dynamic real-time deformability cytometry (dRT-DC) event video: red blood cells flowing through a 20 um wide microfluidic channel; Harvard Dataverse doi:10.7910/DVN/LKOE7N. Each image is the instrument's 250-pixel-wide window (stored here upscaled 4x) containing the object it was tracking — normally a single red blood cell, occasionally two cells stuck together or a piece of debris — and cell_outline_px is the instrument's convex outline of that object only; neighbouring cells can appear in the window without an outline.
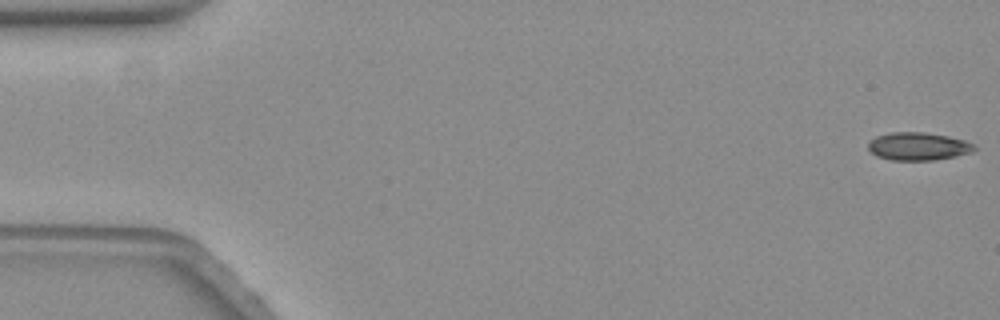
{"species": "common noctule bat (a hibernating species)", "species_latin": "Nyctalus noctula", "temperature_condition": "warm", "stored_images_in_passage": 59, "camera_frame_rate_fps": 3000, "um_per_image_px": 0.085, "animal": {"sex": "female", "body_mass_g": 19.3, "forearm_length_mm": 54.1}, "frame": {"image": 1, "passage_image": 1, "time_ms": 0.0, "image_size_px": [1000, 320], "cell_outline_px": [[976, 148], [972, 152], [956, 156], [936, 160], [892, 160], [876, 156], [868, 148], [868, 144], [876, 136], [892, 132], [920, 132], [948, 136], [964, 140], [972, 144]], "centroid_in_image_um": [78.04, 12.44], "position_along_channel_um": 7.0, "area_um2": 17.11}}
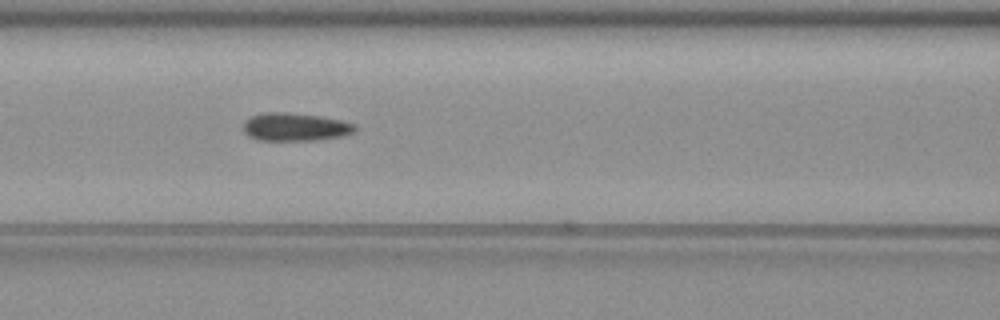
{"frame": {"image": 2, "passage_image": 25, "time_ms": 8.0, "image_size_px": [1000, 320], "cell_outline_px": [[356, 128], [352, 132], [344, 136], [316, 140], [256, 140], [248, 136], [244, 132], [244, 120], [252, 116], [264, 112], [284, 112], [320, 116], [340, 120], [356, 124]], "centroid_in_image_um": [25.07, 10.79], "position_along_channel_um": 141.5, "area_um2": 18.26}}
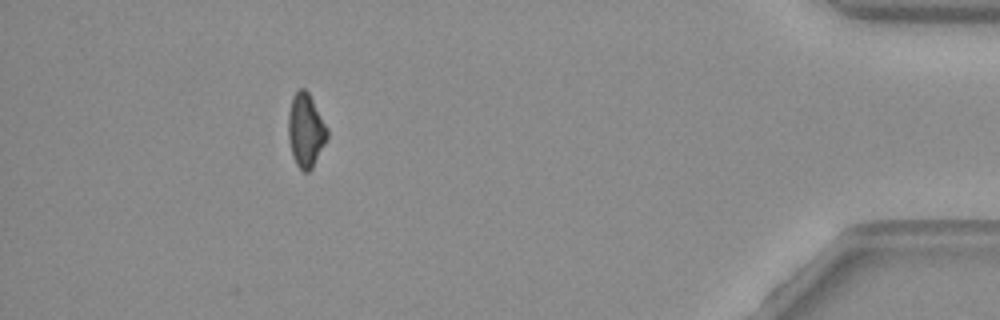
{"frame": {"image": 3, "passage_image": 53, "time_ms": 17.333, "image_size_px": [1000, 320], "cell_outline_px": [[328, 136], [312, 168], [308, 172], [304, 172], [296, 164], [292, 156], [288, 140], [288, 112], [292, 96], [300, 88], [304, 88], [308, 92], [328, 128]], "centroid_in_image_um": [25.97, 11.07], "position_along_channel_um": 409.2, "area_um2": 16.7}, "authors_computed_cell_mechanics": {"area_um2": 17.5134, "velocity_mm_per_s": 3.5126, "shape_relaxation_time_tau1_ms": 6.6423, "shape_relaxation_time_tau2_ms": 3.5576, "deformation_change_tau1": 0.1422, "deformation_change_tau2": 0.0953}}